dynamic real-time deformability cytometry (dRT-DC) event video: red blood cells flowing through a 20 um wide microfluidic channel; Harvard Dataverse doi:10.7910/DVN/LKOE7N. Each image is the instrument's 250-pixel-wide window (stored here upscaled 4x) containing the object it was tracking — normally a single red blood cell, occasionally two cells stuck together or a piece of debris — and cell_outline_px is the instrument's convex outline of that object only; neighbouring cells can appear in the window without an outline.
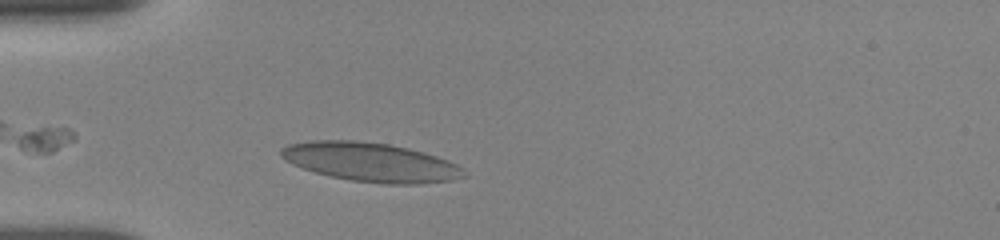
{"species": "human", "species_latin": "Homo sapiens", "temperature_condition": "room temperature", "stored_images_in_passage": 11, "camera_frame_rate_fps": 3000, "um_per_image_px": 0.085, "donor": {"sex": "female"}, "frame": {"image": 1, "passage_image": 8, "time_ms": 1.333, "image_size_px": [1000, 240], "cell_outline_px": [[468, 176], [452, 180], [420, 184], [384, 184], [352, 180], [332, 176], [316, 172], [292, 164], [284, 160], [280, 156], [280, 148], [288, 144], [312, 140], [356, 140], [388, 144], [408, 148], [436, 156], [448, 160], [456, 164]], "centroid_in_image_um": [31.49, 13.78], "position_along_channel_um": 53.5, "area_um2": 41.44}}